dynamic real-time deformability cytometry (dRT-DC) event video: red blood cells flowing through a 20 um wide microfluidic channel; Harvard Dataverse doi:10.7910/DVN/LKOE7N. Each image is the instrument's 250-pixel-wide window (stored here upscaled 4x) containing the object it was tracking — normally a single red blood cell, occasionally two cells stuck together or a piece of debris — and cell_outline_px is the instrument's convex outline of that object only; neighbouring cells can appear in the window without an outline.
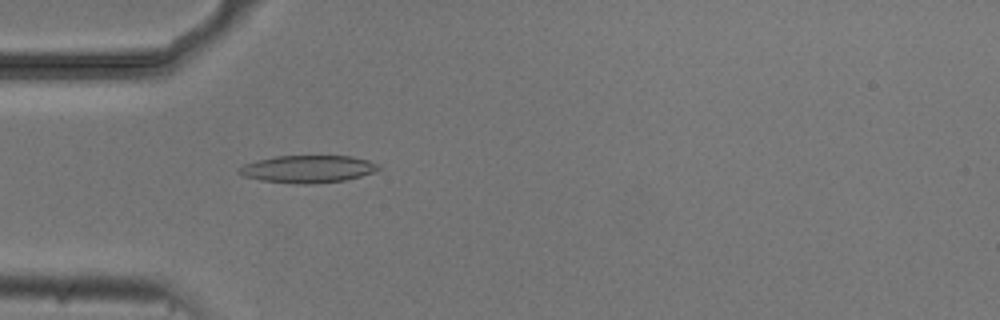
{"species": "common noctule bat (a hibernating species)", "species_latin": "Nyctalus noctula", "temperature_condition": "cold", "stored_images_in_passage": 23, "camera_frame_rate_fps": 3000, "um_per_image_px": 0.085, "animal": {"sex": "male", "body_mass_g": 20.5, "forearm_length_mm": 52.5}, "frame": {"image": 1, "passage_image": 9, "time_ms": 2.667, "image_size_px": [1000, 320], "cell_outline_px": [[384, 168], [360, 176], [344, 180], [312, 184], [296, 184], [260, 180], [244, 176], [236, 172], [244, 164], [256, 160], [276, 156], [352, 156], [368, 160]], "centroid_in_image_um": [26.15, 14.36], "position_along_channel_um": 58.8, "area_um2": 22.25}}
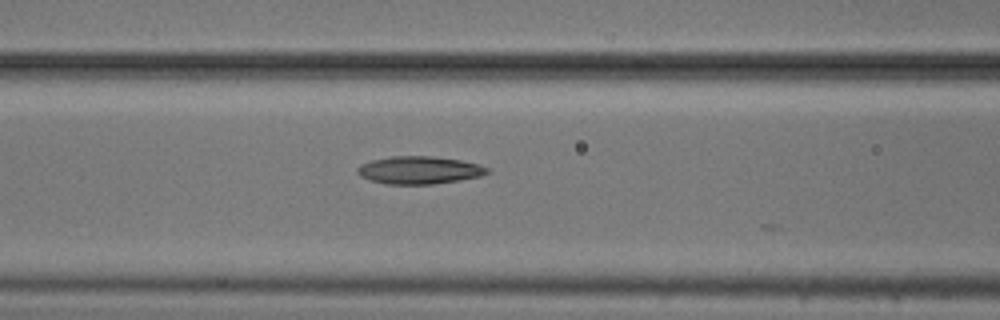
{"frame": {"image": 2, "passage_image": 15, "time_ms": 4.667, "image_size_px": [1000, 320], "cell_outline_px": [[492, 172], [480, 176], [460, 180], [432, 184], [384, 184], [368, 180], [360, 176], [356, 172], [356, 168], [360, 164], [372, 160], [392, 156], [432, 156], [460, 160], [480, 164], [488, 168]], "centroid_in_image_um": [35.62, 14.46], "position_along_channel_um": 131.0, "area_um2": 21.15}}
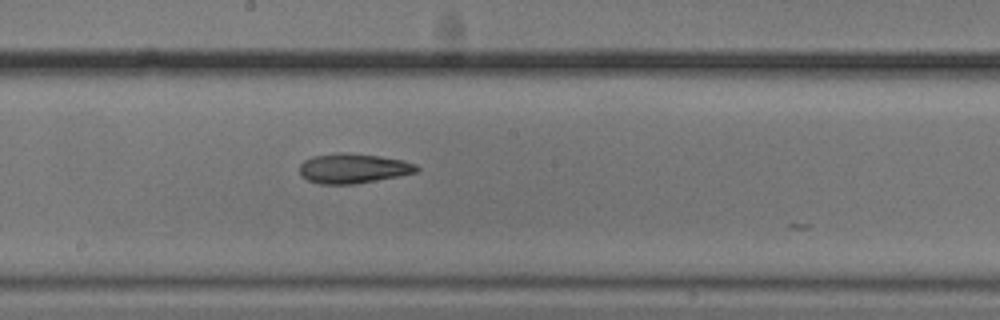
{"frame": {"image": 3, "passage_image": 22, "time_ms": 7.0, "image_size_px": [1000, 320], "cell_outline_px": [[420, 168], [416, 172], [356, 184], [320, 184], [308, 180], [300, 176], [300, 164], [304, 160], [312, 156], [336, 152], [344, 152], [380, 156], [404, 160], [416, 164]], "centroid_in_image_um": [29.99, 14.3], "position_along_channel_um": 218.2, "area_um2": 20.4}}